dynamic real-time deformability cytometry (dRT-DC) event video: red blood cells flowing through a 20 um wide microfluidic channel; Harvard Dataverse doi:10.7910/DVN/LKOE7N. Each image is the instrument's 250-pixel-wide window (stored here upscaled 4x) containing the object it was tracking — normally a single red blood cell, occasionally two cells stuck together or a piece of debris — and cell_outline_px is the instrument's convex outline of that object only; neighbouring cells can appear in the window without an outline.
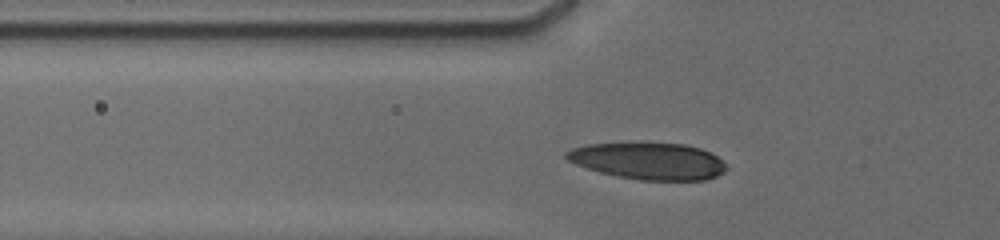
{"species": "human", "species_latin": "Homo sapiens", "temperature_condition": "cold", "stored_images_in_passage": 26, "camera_frame_rate_fps": 3000, "um_per_image_px": 0.085, "donor": {"sex": "male"}, "frame": {"image": 1, "passage_image": 2, "time_ms": 0.333, "image_size_px": [1000, 240], "cell_outline_px": [[728, 168], [724, 172], [716, 176], [704, 180], [640, 180], [616, 176], [600, 172], [576, 164], [568, 160], [564, 156], [564, 152], [572, 148], [588, 144], [684, 144], [700, 148], [716, 156]], "centroid_in_image_um": [55.11, 13.7], "position_along_channel_um": 70.7, "area_um2": 33.76}}
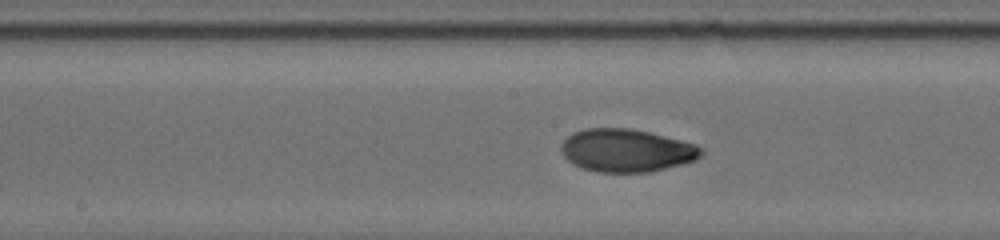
{"frame": {"image": 2, "passage_image": 11, "time_ms": 3.667, "image_size_px": [1000, 240], "cell_outline_px": [[704, 152], [696, 160], [648, 172], [596, 172], [580, 168], [572, 164], [560, 152], [560, 144], [568, 136], [584, 128], [628, 128], [648, 132], [696, 144]], "centroid_in_image_um": [53.2, 12.79], "position_along_channel_um": 195.0, "area_um2": 34.91}}
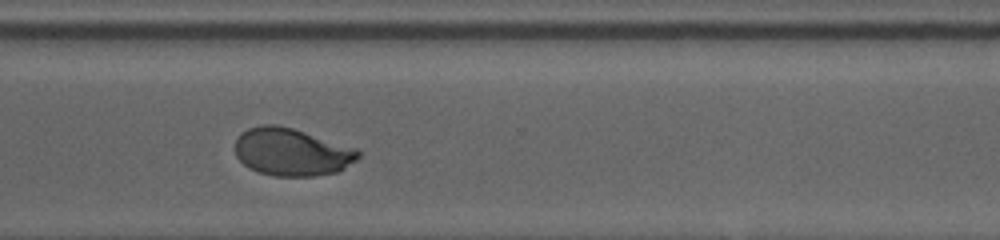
{"frame": {"image": 3, "passage_image": 25, "time_ms": 7.667, "image_size_px": [1000, 240], "cell_outline_px": [[360, 156], [356, 160], [340, 172], [316, 176], [272, 176], [248, 168], [236, 156], [236, 140], [240, 132], [248, 128], [260, 124], [276, 124], [292, 128], [356, 148], [360, 152]], "centroid_in_image_um": [24.79, 12.92], "position_along_channel_um": 345.8, "area_um2": 34.33}}